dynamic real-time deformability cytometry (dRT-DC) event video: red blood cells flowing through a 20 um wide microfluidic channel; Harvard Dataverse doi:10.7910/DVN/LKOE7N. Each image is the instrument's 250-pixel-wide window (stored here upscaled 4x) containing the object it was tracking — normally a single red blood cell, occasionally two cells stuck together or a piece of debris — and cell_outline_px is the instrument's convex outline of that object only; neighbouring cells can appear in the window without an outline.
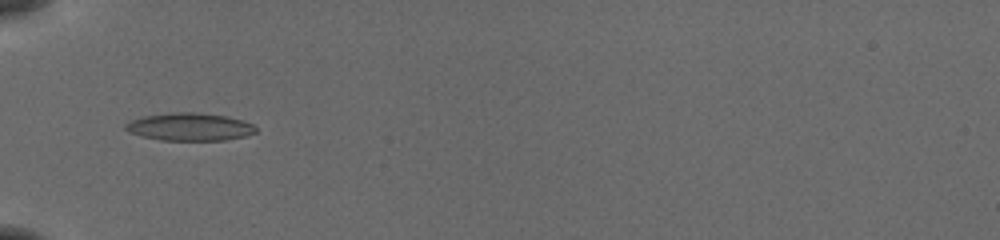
{"species": "common noctule bat (a hibernating species)", "species_latin": "Nyctalus noctula", "temperature_condition": "cold", "stored_images_in_passage": 17, "camera_frame_rate_fps": 3000, "um_per_image_px": 0.085, "animal": {"sex": "female", "body_mass_g": 19.5, "forearm_length_mm": 54.1}, "frame": {"image": 1, "passage_image": 11, "time_ms": 3.333, "image_size_px": [1000, 240], "cell_outline_px": [[256, 132], [244, 136], [224, 140], [160, 140], [140, 136], [128, 132], [124, 128], [124, 124], [132, 120], [144, 116], [172, 112], [192, 112], [228, 116], [244, 120], [252, 124], [256, 128]], "centroid_in_image_um": [16.1, 10.78], "position_along_channel_um": 68.9, "area_um2": 21.1}}
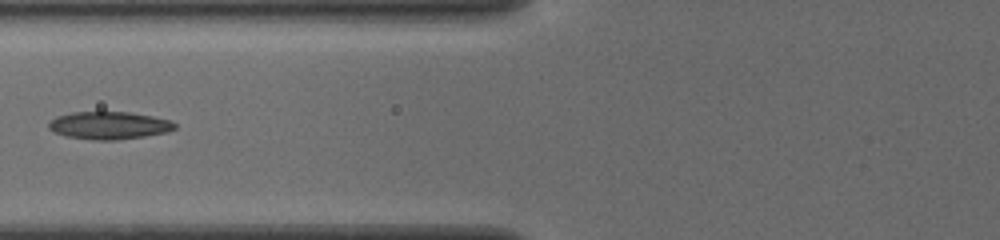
{"frame": {"image": 2, "passage_image": 13, "time_ms": 4.0, "image_size_px": [1000, 240], "cell_outline_px": [[176, 128], [164, 132], [144, 136], [116, 140], [92, 140], [64, 136], [48, 128], [48, 124], [56, 116], [72, 112], [128, 112], [152, 116], [168, 120], [176, 124]], "centroid_in_image_um": [9.23, 10.66], "position_along_channel_um": 116.6, "area_um2": 20.11}}
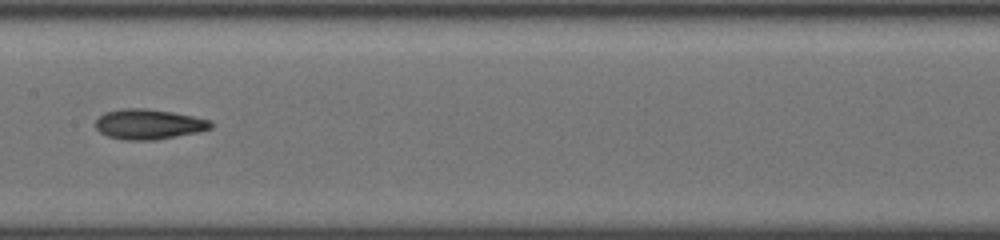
{"frame": {"image": 3, "passage_image": 16, "time_ms": 5.0, "image_size_px": [1000, 240], "cell_outline_px": [[212, 128], [196, 132], [156, 140], [124, 140], [108, 136], [100, 132], [96, 128], [96, 120], [104, 112], [124, 108], [148, 108], [172, 112], [212, 120]], "centroid_in_image_um": [12.63, 10.55], "position_along_channel_um": 194.8, "area_um2": 20.23}}